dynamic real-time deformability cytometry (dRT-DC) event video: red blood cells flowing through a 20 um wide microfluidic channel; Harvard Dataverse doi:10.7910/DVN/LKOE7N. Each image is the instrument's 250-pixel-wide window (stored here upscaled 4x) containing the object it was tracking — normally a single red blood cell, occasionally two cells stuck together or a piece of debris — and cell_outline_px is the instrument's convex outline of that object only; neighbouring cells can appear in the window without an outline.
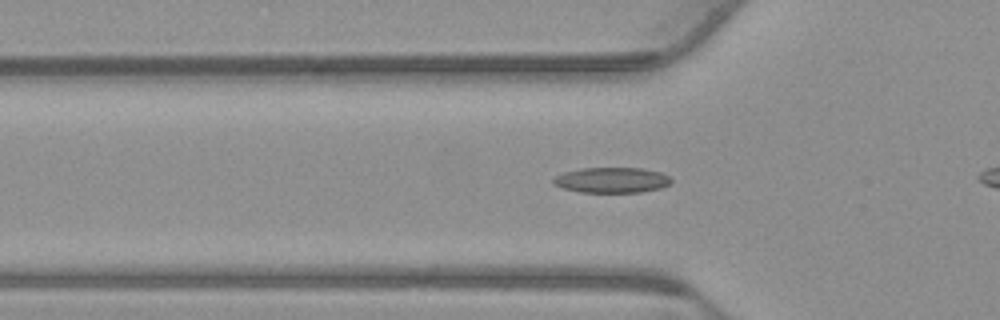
{"species": "common noctule bat (a hibernating species)", "species_latin": "Nyctalus noctula", "temperature_condition": "warm", "stored_images_in_passage": 44, "camera_frame_rate_fps": 3000, "um_per_image_px": 0.085, "animal": {"sex": "male", "body_mass_g": 23.1, "forearm_length_mm": 52.7}, "frame": {"image": 1, "passage_image": 18, "time_ms": 5.667, "image_size_px": [1000, 320], "cell_outline_px": [[672, 184], [660, 188], [640, 192], [580, 192], [564, 188], [552, 184], [552, 180], [556, 176], [564, 172], [580, 168], [644, 168], [660, 172], [668, 176], [672, 180]], "centroid_in_image_um": [52.01, 15.3], "position_along_channel_um": 73.8, "area_um2": 17.51}}
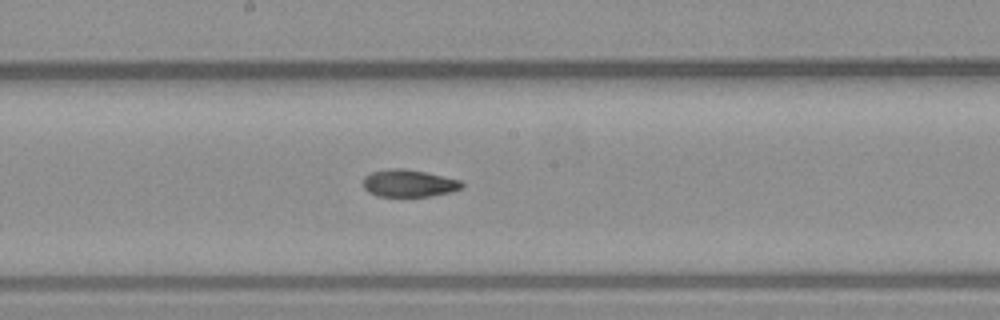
{"frame": {"image": 2, "passage_image": 29, "time_ms": 9.333, "image_size_px": [1000, 320], "cell_outline_px": [[464, 188], [452, 192], [432, 196], [376, 196], [368, 192], [364, 188], [364, 176], [372, 172], [392, 168], [404, 168], [424, 172], [460, 180], [464, 184]], "centroid_in_image_um": [34.77, 15.59], "position_along_channel_um": 213.4, "area_um2": 15.72}}
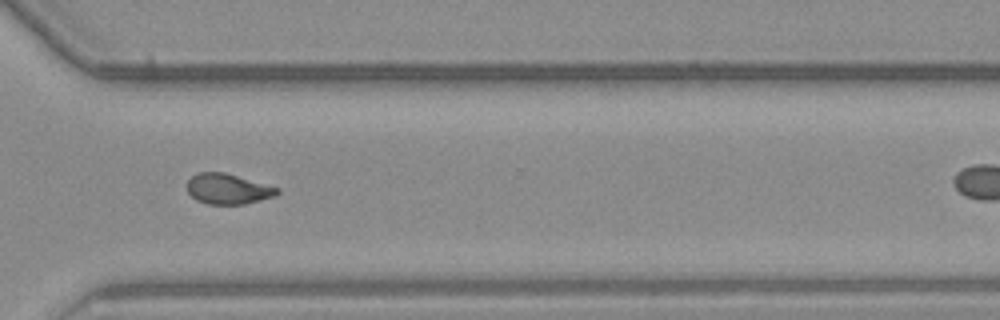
{"frame": {"image": 3, "passage_image": 40, "time_ms": 13.0, "image_size_px": [1000, 320], "cell_outline_px": [[280, 192], [276, 196], [244, 204], [208, 204], [196, 200], [188, 192], [188, 180], [192, 176], [200, 172], [224, 172], [280, 188]], "centroid_in_image_um": [19.4, 16.06], "position_along_channel_um": 351.2, "area_um2": 15.9}}